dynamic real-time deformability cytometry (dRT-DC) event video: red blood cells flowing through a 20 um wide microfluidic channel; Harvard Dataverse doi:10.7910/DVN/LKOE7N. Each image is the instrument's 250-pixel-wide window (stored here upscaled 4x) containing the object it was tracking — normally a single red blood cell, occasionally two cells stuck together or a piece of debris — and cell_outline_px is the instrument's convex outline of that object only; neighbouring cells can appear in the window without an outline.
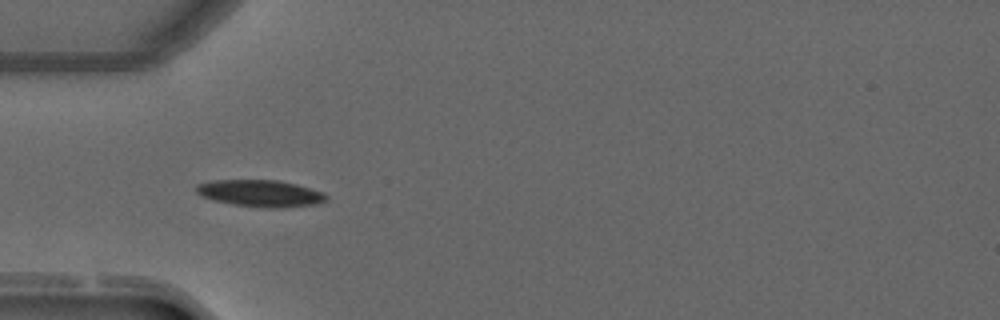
{"species": "common noctule bat (a hibernating species)", "species_latin": "Nyctalus noctula", "temperature_condition": "warm", "stored_images_in_passage": 36, "camera_frame_rate_fps": 3000, "um_per_image_px": 0.085, "animal": {"sex": "male", "forearm_length_mm": 52.5}, "frame": {"image": 1, "passage_image": 1, "time_ms": 0.0, "image_size_px": [1000, 320], "cell_outline_px": [[328, 196], [324, 200], [316, 204], [280, 208], [268, 208], [236, 204], [212, 200], [200, 196], [196, 192], [196, 184], [212, 180], [280, 180], [296, 184], [324, 192]], "centroid_in_image_um": [22.11, 16.42], "position_along_channel_um": 62.9, "area_um2": 20.29}}
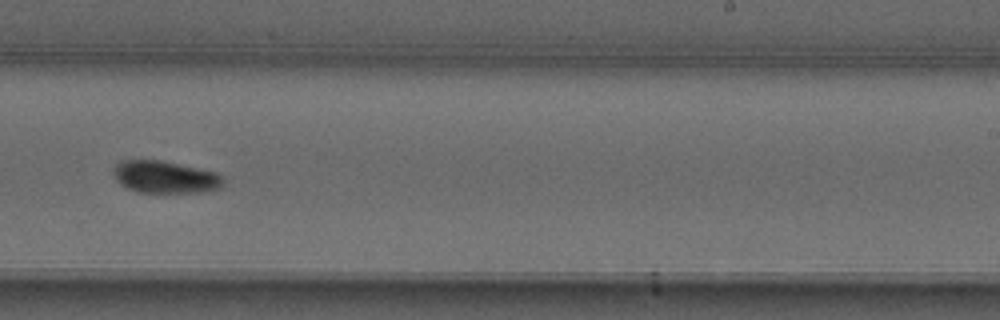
{"frame": {"image": 2, "passage_image": 17, "time_ms": 5.333, "image_size_px": [1000, 320], "cell_outline_px": [[224, 184], [220, 188], [200, 192], [136, 192], [120, 184], [116, 180], [112, 172], [112, 168], [116, 164], [124, 160], [160, 160], [216, 172], [224, 180]], "centroid_in_image_um": [14.0, 15.05], "position_along_channel_um": 275.0, "area_um2": 20.58}}
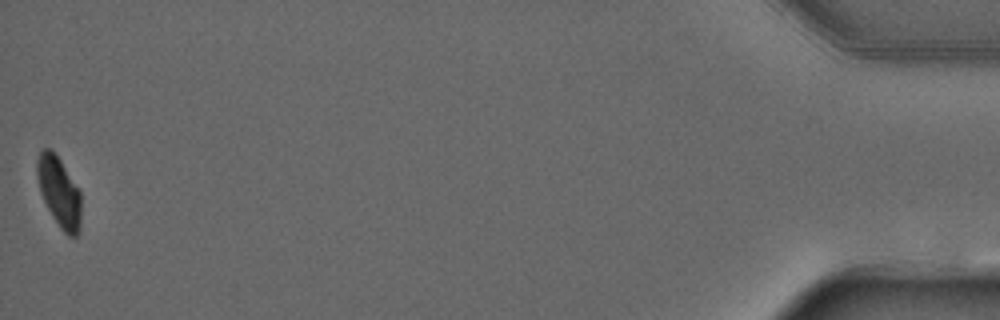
{"frame": {"image": 3, "passage_image": 36, "time_ms": 11.667, "image_size_px": [1000, 320], "cell_outline_px": [[80, 228], [76, 236], [68, 236], [60, 228], [52, 216], [40, 192], [36, 176], [36, 160], [40, 152], [44, 148], [52, 148], [80, 188]], "centroid_in_image_um": [5.02, 16.27], "position_along_channel_um": 430.2, "area_um2": 18.21}, "authors_computed_cell_mechanics": {"area_um2": 20.5479, "velocity_mm_per_s": 4.011, "shape_relaxation_time_tau1_ms": 5.622, "shape_relaxation_time_tau2_ms": 8.4716, "deformation_change_tau1": 0.1888, "deformation_change_tau2": 0.1017}}